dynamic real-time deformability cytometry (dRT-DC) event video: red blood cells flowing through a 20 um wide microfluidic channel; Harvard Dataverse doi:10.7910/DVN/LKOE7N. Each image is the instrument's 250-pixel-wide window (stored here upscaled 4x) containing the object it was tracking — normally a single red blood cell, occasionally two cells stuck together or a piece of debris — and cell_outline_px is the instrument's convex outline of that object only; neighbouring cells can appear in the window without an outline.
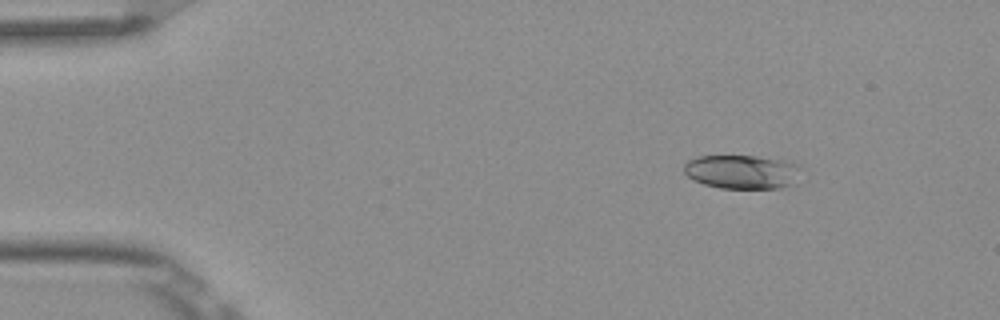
{"species": "Egyptian fruit bat (a non-hibernating species)", "species_latin": "Rousettus aegyptiacus", "temperature_condition": "room temperature", "stored_images_in_passage": 5, "camera_frame_rate_fps": 3000, "um_per_image_px": 0.085, "frame": {"image": 1, "passage_image": 2, "time_ms": 0.333, "image_size_px": [1000, 320], "cell_outline_px": [[796, 168], [788, 184], [780, 188], [720, 188], [704, 184], [692, 180], [684, 172], [684, 164], [688, 160], [696, 156], [756, 156], [784, 160], [792, 164]], "centroid_in_image_um": [62.87, 14.59], "position_along_channel_um": 22.1, "area_um2": 22.31}}
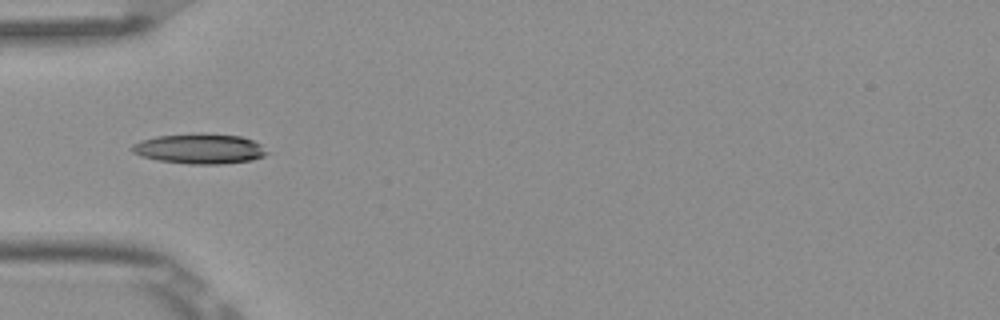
{"frame": {"image": 2, "passage_image": 5, "time_ms": 1.333, "image_size_px": [1000, 320], "cell_outline_px": [[268, 152], [264, 156], [252, 160], [220, 164], [188, 164], [156, 160], [140, 156], [132, 152], [128, 148], [132, 144], [140, 140], [156, 136], [200, 132], [204, 132], [240, 136], [252, 140], [260, 144]], "centroid_in_image_um": [16.91, 12.63], "position_along_channel_um": 68.1, "area_um2": 24.1}}